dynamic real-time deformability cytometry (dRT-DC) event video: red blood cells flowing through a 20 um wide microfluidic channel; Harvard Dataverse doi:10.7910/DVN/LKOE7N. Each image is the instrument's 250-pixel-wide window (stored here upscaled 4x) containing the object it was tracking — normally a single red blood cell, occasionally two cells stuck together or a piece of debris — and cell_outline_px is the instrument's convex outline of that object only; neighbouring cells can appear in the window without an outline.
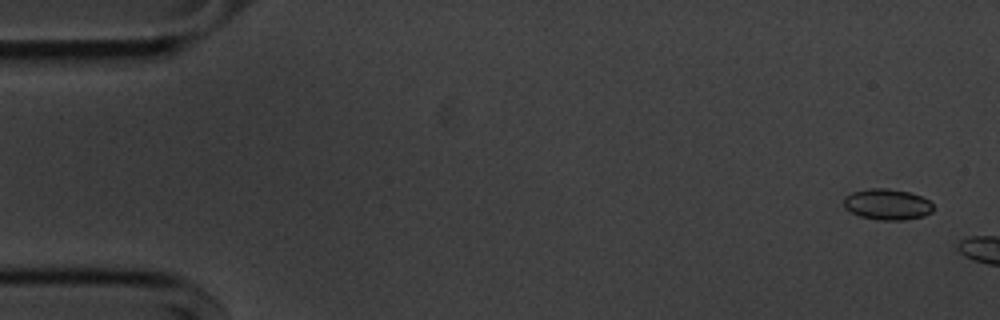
{"species": "common noctule bat (a hibernating species)", "species_latin": "Nyctalus noctula", "temperature_condition": "cold", "stored_images_in_passage": 15, "camera_frame_rate_fps": 3000, "um_per_image_px": 0.085, "animal": {"sex": "male", "body_mass_g": 20.1, "forearm_length_mm": 53.5}, "frame": {"image": 1, "passage_image": 3, "time_ms": 0.667, "image_size_px": [1000, 320], "cell_outline_px": [[932, 212], [924, 216], [904, 220], [880, 220], [860, 216], [844, 208], [844, 196], [852, 192], [868, 188], [888, 188], [908, 192], [920, 196], [928, 200], [932, 204]], "centroid_in_image_um": [75.39, 17.37], "position_along_channel_um": 9.6, "area_um2": 16.13}}